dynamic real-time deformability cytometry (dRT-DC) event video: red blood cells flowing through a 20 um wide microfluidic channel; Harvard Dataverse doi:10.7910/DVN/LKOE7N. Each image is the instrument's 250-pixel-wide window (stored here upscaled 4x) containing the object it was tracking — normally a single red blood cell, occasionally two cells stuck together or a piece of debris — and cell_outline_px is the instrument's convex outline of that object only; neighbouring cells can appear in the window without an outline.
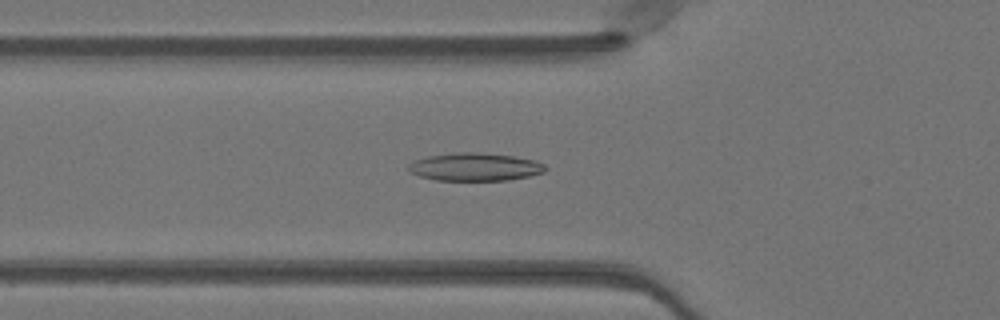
{"species": "Egyptian fruit bat (a non-hibernating species)", "species_latin": "Rousettus aegyptiacus", "temperature_condition": "warm", "stored_images_in_passage": 50, "camera_frame_rate_fps": 3000, "um_per_image_px": 0.085, "animal": {"sex": "female"}, "frame": {"image": 1, "passage_image": 18, "time_ms": 5.667, "image_size_px": [1000, 320], "cell_outline_px": [[548, 168], [544, 172], [528, 176], [508, 180], [436, 180], [420, 176], [408, 172], [408, 164], [412, 160], [428, 156], [460, 152], [472, 152], [512, 156], [536, 160], [544, 164]], "centroid_in_image_um": [40.35, 14.19], "position_along_channel_um": 85.4, "area_um2": 22.25}}
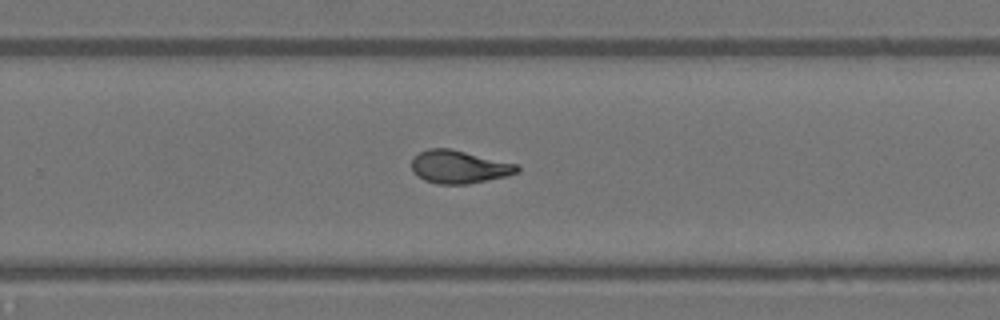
{"frame": {"image": 2, "passage_image": 33, "time_ms": 10.667, "image_size_px": [1000, 320], "cell_outline_px": [[520, 172], [508, 176], [468, 184], [436, 184], [424, 180], [416, 176], [412, 172], [412, 156], [428, 148], [452, 148], [516, 164], [520, 168]], "centroid_in_image_um": [39.0, 14.18], "position_along_channel_um": 290.8, "area_um2": 20.58}}
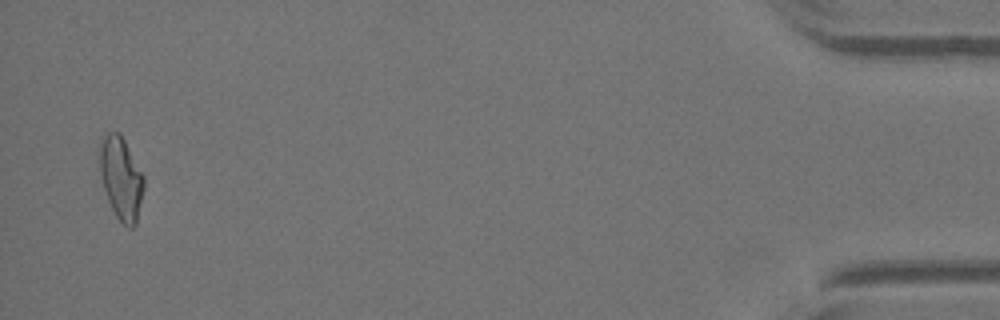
{"frame": {"image": 3, "passage_image": 49, "time_ms": 16.0, "image_size_px": [1000, 320], "cell_outline_px": [[144, 188], [136, 224], [132, 228], [128, 228], [116, 216], [108, 200], [104, 188], [100, 172], [100, 148], [104, 136], [108, 132], [120, 132], [144, 176]], "centroid_in_image_um": [10.31, 15.16], "position_along_channel_um": 424.9, "area_um2": 20.98}, "authors_computed_cell_mechanics": {"area_um2": 20.6635, "velocity_mm_per_s": 4.0897, "shape_relaxation_time_tau1_ms": null, "shape_relaxation_time_tau2_ms": 1.4016, "deformation_change_tau1": null, "deformation_change_tau2": 0.0783}}